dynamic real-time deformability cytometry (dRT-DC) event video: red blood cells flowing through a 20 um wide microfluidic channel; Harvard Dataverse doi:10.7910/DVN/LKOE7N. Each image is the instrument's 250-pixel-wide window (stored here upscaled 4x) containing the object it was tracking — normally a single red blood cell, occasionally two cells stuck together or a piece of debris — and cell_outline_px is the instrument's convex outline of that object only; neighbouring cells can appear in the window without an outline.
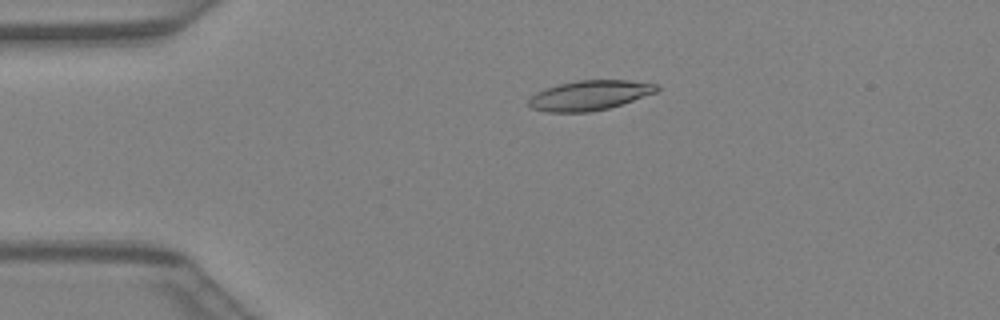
{"species": "Egyptian fruit bat (a non-hibernating species)", "species_latin": "Rousettus aegyptiacus", "temperature_condition": "warm", "stored_images_in_passage": 41, "camera_frame_rate_fps": 3000, "um_per_image_px": 0.085, "animal": {"sex": "female"}, "frame": {"image": 1, "passage_image": 9, "time_ms": 2.667, "image_size_px": [1000, 320], "cell_outline_px": [[660, 88], [656, 92], [608, 108], [588, 112], [548, 112], [532, 108], [528, 104], [528, 100], [536, 92], [544, 88], [576, 80], [628, 80], [660, 84]], "centroid_in_image_um": [50.11, 8.09], "position_along_channel_um": 34.9, "area_um2": 22.14}}
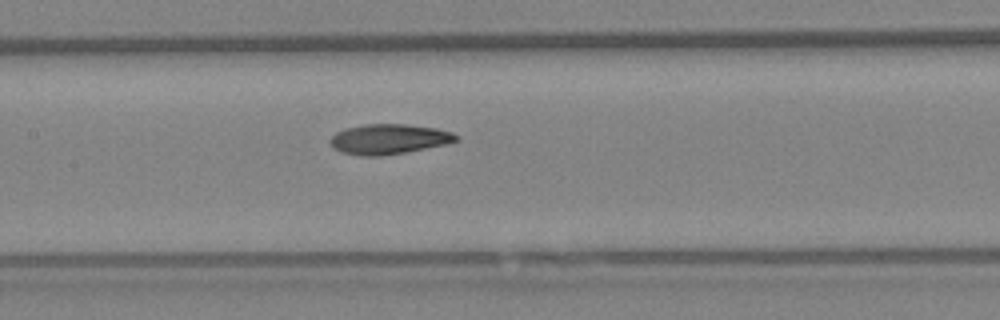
{"frame": {"image": 2, "passage_image": 20, "time_ms": 6.333, "image_size_px": [1000, 320], "cell_outline_px": [[460, 140], [448, 144], [404, 152], [380, 156], [360, 156], [340, 152], [332, 148], [328, 140], [336, 132], [344, 128], [364, 124], [404, 124], [436, 128], [452, 132], [460, 136]], "centroid_in_image_um": [33.04, 11.82], "position_along_channel_um": 174.4, "area_um2": 22.37}}
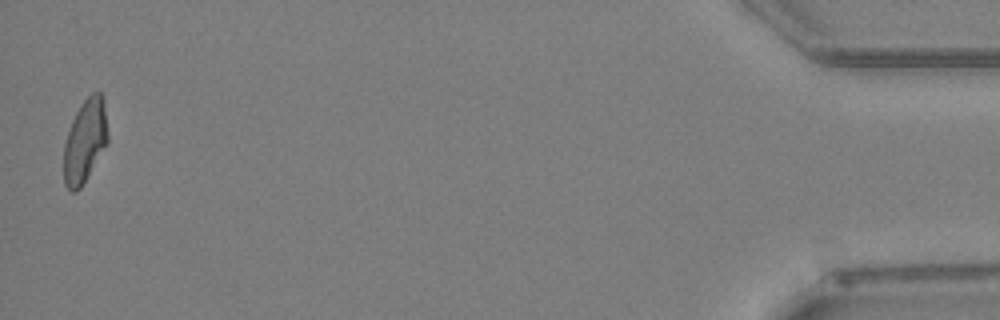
{"frame": {"image": 3, "passage_image": 41, "time_ms": 13.333, "image_size_px": [1000, 320], "cell_outline_px": [[108, 144], [80, 188], [76, 192], [72, 192], [64, 184], [64, 144], [72, 120], [80, 104], [92, 92], [100, 92], [104, 100], [108, 132]], "centroid_in_image_um": [7.24, 11.98], "position_along_channel_um": 428.0, "area_um2": 21.44}}